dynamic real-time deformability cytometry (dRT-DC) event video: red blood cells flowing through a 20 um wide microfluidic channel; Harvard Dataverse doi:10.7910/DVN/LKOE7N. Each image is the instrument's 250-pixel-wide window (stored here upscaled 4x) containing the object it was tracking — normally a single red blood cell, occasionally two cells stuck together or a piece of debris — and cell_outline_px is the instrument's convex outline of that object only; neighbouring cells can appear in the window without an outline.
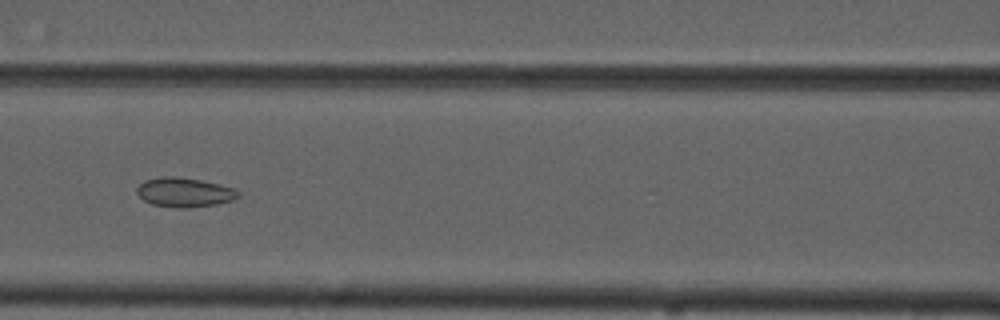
{"species": "common noctule bat (a hibernating species)", "species_latin": "Nyctalus noctula", "temperature_condition": "cold", "stored_images_in_passage": 8, "segment_of_instrument_passage": [1, 2], "camera_frame_rate_fps": 3000, "um_per_image_px": 0.085, "animal": {"sex": "male", "forearm_length_mm": 52.5}, "frame": {"image": 1, "passage_image": 6, "time_ms": 5.667, "image_size_px": [1000, 320], "cell_outline_px": [[240, 196], [236, 200], [216, 204], [188, 208], [176, 208], [152, 204], [144, 200], [136, 192], [136, 188], [144, 180], [160, 176], [176, 176], [200, 180], [232, 188], [240, 192]], "centroid_in_image_um": [15.67, 16.35], "position_along_channel_um": 150.9, "area_um2": 17.4}}
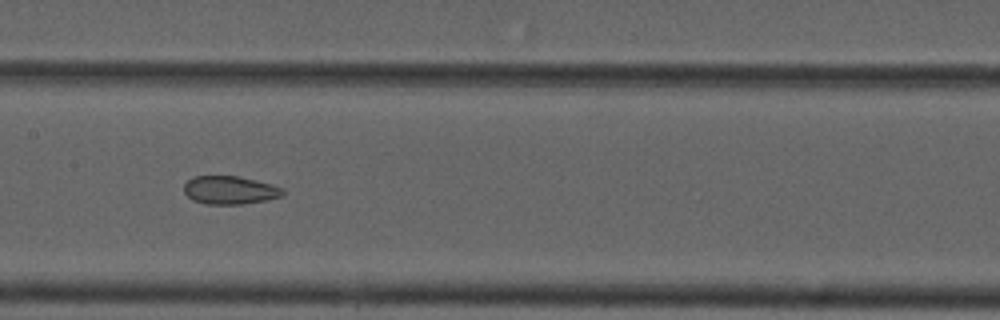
{"frame": {"image": 2, "passage_image": 7, "time_ms": 6.667, "image_size_px": [1000, 320], "cell_outline_px": [[284, 196], [264, 200], [240, 204], [204, 204], [192, 200], [184, 192], [184, 184], [192, 176], [240, 176], [272, 184], [284, 188]], "centroid_in_image_um": [19.54, 16.15], "position_along_channel_um": 187.9, "area_um2": 16.36}}